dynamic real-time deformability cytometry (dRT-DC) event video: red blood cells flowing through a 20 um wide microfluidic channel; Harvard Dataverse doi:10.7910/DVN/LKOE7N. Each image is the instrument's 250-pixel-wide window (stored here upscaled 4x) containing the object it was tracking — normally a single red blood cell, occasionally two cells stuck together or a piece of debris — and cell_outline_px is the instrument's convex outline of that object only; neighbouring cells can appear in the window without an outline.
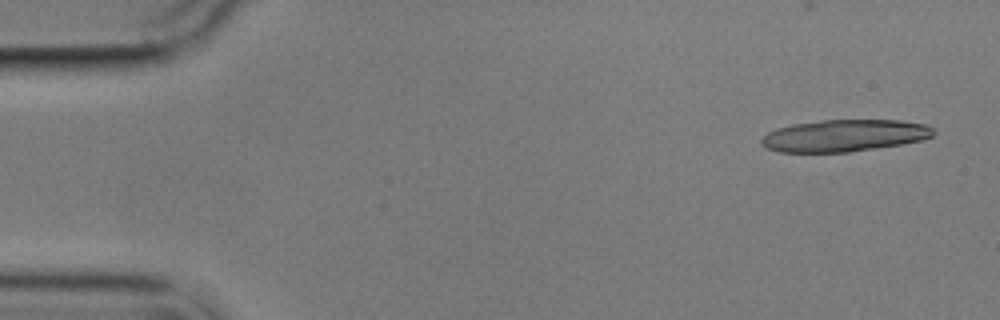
{"species": "common noctule bat (a hibernating species)", "species_latin": "Nyctalus noctula", "temperature_condition": "cold", "stored_images_in_passage": 6, "camera_frame_rate_fps": 3000, "um_per_image_px": 0.085, "animal": {"sex": "male", "body_mass_g": 17.9}, "frame": {"image": 1, "passage_image": 1, "time_ms": 0.0, "image_size_px": [1000, 320], "cell_outline_px": [[936, 132], [932, 136], [924, 140], [900, 144], [848, 152], [780, 152], [768, 148], [760, 144], [760, 140], [768, 132], [776, 128], [792, 124], [824, 120], [900, 120], [928, 124]], "centroid_in_image_um": [71.78, 11.52], "position_along_channel_um": 13.2, "area_um2": 32.08}}